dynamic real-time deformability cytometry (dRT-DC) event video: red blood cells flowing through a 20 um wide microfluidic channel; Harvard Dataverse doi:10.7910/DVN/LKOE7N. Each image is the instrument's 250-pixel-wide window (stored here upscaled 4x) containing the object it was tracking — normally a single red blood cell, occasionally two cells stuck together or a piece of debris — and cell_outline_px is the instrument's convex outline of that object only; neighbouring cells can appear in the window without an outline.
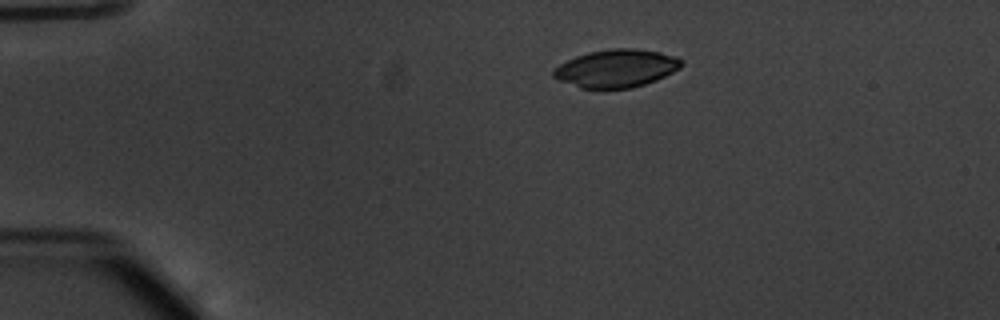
{"species": "common noctule bat (a hibernating species)", "species_latin": "Nyctalus noctula", "temperature_condition": "warm", "stored_images_in_passage": 44, "camera_frame_rate_fps": 3000, "um_per_image_px": 0.085, "animal": {"sex": "male", "body_mass_g": 20.1, "forearm_length_mm": 53.5}, "frame": {"image": 1, "passage_image": 1, "time_ms": 0.0, "image_size_px": [1000, 320], "cell_outline_px": [[684, 64], [680, 68], [656, 80], [632, 88], [580, 88], [560, 80], [552, 76], [552, 72], [560, 64], [576, 56], [588, 52], [612, 48], [628, 48], [660, 52], [676, 56], [684, 60]], "centroid_in_image_um": [52.42, 5.8], "position_along_channel_um": 32.6, "area_um2": 28.09}}
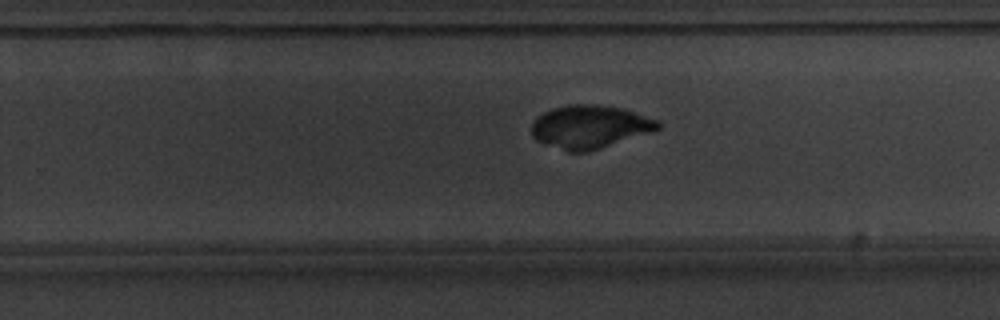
{"frame": {"image": 2, "passage_image": 25, "time_ms": 8.0, "image_size_px": [1000, 320], "cell_outline_px": [[660, 128], [652, 132], [588, 152], [568, 152], [536, 140], [532, 136], [532, 120], [536, 116], [552, 108], [568, 104], [596, 104], [624, 108], [660, 120]], "centroid_in_image_um": [50.14, 10.76], "position_along_channel_um": 279.7, "area_um2": 32.14}}
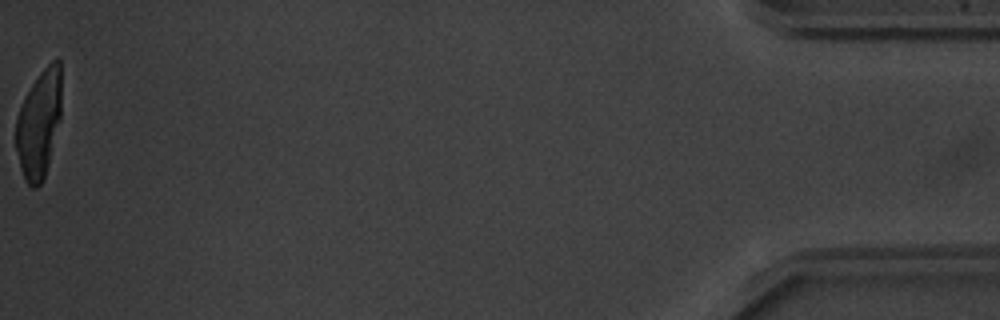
{"frame": {"image": 3, "passage_image": 44, "time_ms": 14.333, "image_size_px": [1000, 320], "cell_outline_px": [[60, 116], [48, 164], [44, 176], [40, 184], [36, 188], [32, 188], [24, 180], [20, 168], [16, 148], [16, 120], [20, 108], [32, 84], [40, 72], [56, 56], [60, 60]], "centroid_in_image_um": [3.3, 10.53], "position_along_channel_um": 431.9, "area_um2": 28.09}}